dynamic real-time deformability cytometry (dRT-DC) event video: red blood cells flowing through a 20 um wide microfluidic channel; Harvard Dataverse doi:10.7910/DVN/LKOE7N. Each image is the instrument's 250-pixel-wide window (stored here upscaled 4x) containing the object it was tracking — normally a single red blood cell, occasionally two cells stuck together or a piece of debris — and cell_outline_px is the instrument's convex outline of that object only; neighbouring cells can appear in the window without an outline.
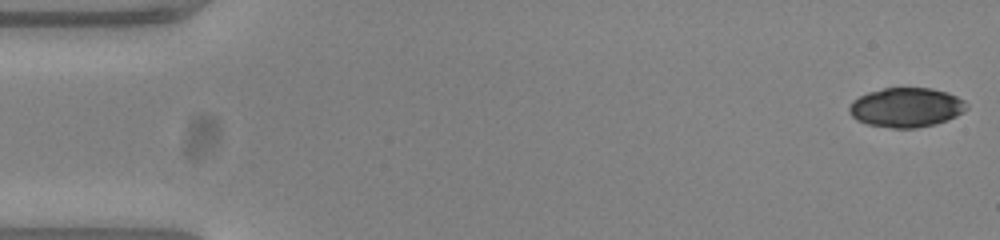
{"species": "common noctule bat (a hibernating species)", "species_latin": "Nyctalus noctula", "temperature_condition": "warm", "stored_images_in_passage": 14, "camera_frame_rate_fps": 3000, "um_per_image_px": 0.085, "animal": {"sex": "female", "body_mass_g": 23.0, "forearm_length_mm": 53.4}, "frame": {"image": 1, "passage_image": 1, "time_ms": 0.0, "image_size_px": [1000, 240], "cell_outline_px": [[968, 108], [964, 112], [948, 120], [936, 124], [916, 128], [892, 128], [868, 124], [856, 120], [848, 112], [848, 108], [852, 100], [868, 92], [884, 88], [932, 88], [948, 92], [964, 100], [968, 104]], "centroid_in_image_um": [77.04, 9.13], "position_along_channel_um": 8.0, "area_um2": 27.22}}
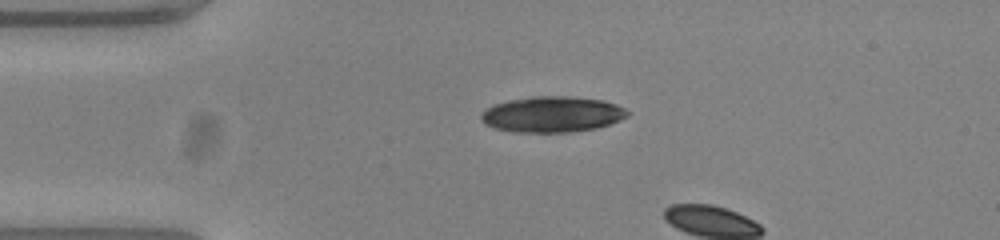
{"frame": {"image": 2, "passage_image": 12, "time_ms": 3.667, "image_size_px": [1000, 240], "cell_outline_px": [[628, 116], [620, 120], [596, 128], [568, 132], [512, 132], [492, 128], [484, 124], [480, 120], [480, 116], [492, 104], [508, 100], [532, 96], [568, 96], [604, 100], [616, 104], [624, 108], [628, 112]], "centroid_in_image_um": [46.9, 9.71], "position_along_channel_um": 38.1, "area_um2": 30.69}}